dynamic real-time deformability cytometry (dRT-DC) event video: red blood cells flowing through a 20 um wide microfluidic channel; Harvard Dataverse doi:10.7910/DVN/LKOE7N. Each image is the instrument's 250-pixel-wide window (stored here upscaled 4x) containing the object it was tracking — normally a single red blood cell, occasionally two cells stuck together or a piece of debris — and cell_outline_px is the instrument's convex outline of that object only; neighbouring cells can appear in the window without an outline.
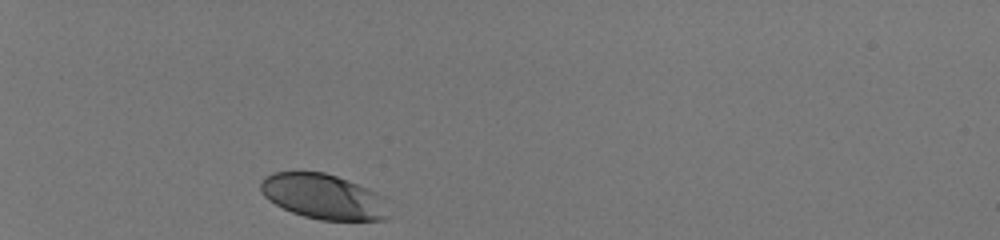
{"species": "human", "species_latin": "Homo sapiens", "temperature_condition": "room temperature", "stored_images_in_passage": 31, "camera_frame_rate_fps": 3000, "um_per_image_px": 0.085, "donor": {"sex": "male"}, "frame": {"image": 1, "passage_image": 1, "time_ms": 0.0, "image_size_px": [1000, 240], "cell_outline_px": [[392, 216], [388, 220], [320, 220], [304, 216], [292, 212], [268, 200], [260, 192], [260, 180], [264, 176], [272, 172], [324, 172], [348, 180], [368, 188], [384, 196]], "centroid_in_image_um": [27.53, 16.72], "position_along_channel_um": 57.5, "area_um2": 34.16}}
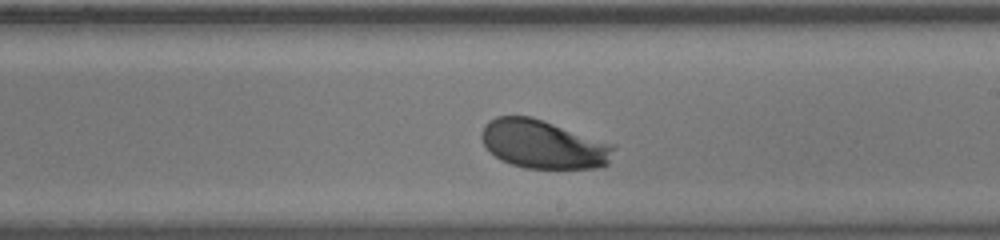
{"frame": {"image": 2, "passage_image": 18, "time_ms": 5.667, "image_size_px": [1000, 240], "cell_outline_px": [[616, 144], [608, 164], [600, 168], [524, 168], [500, 160], [484, 144], [480, 136], [480, 132], [484, 124], [488, 120], [496, 116], [532, 116]], "centroid_in_image_um": [46.19, 12.25], "position_along_channel_um": 242.8, "area_um2": 37.69}}
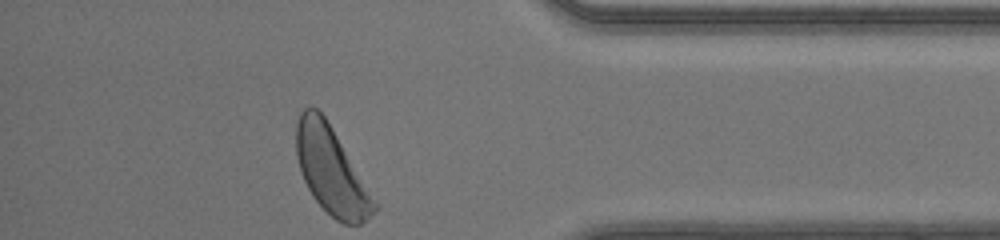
{"frame": {"image": 3, "passage_image": 31, "time_ms": 10.0, "image_size_px": [1000, 240], "cell_outline_px": [[380, 208], [360, 224], [344, 224], [336, 220], [312, 196], [300, 172], [296, 156], [296, 124], [300, 112], [304, 108], [316, 108], [324, 116], [380, 204]], "centroid_in_image_um": [28.18, 14.53], "position_along_channel_um": 407.0, "area_um2": 39.54}, "authors_computed_cell_mechanics": {"area_um2": 36.5874, "velocity_mm_per_s": 4.086, "shape_relaxation_time_tau1_ms": 1.5244, "shape_relaxation_time_tau2_ms": null, "deformation_change_tau1": 0.1376, "deformation_change_tau2": null}}